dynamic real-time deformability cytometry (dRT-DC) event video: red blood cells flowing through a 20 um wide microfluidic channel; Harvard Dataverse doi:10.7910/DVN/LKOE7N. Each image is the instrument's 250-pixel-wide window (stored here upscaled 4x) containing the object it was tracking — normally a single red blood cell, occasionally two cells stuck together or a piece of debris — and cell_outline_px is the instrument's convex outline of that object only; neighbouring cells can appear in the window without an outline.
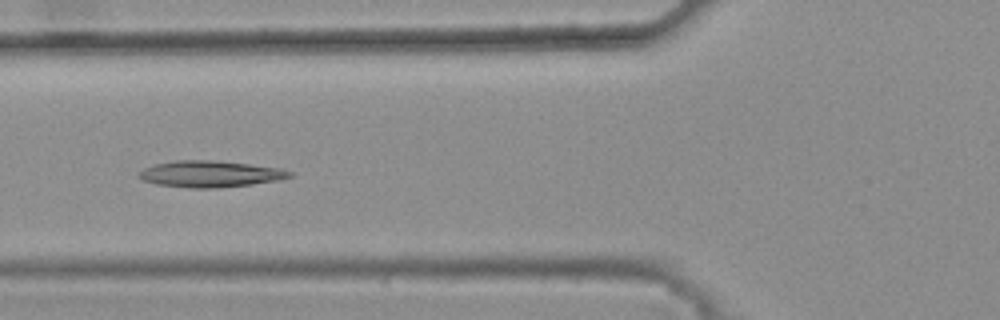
{"species": "common noctule bat (a hibernating species)", "species_latin": "Nyctalus noctula", "temperature_condition": "warm", "stored_images_in_passage": 7, "camera_frame_rate_fps": 3000, "um_per_image_px": 0.085, "animal": {"sex": "female", "body_mass_g": 25.1}, "frame": {"image": 1, "passage_image": 5, "time_ms": 1.333, "image_size_px": [1000, 320], "cell_outline_px": [[292, 176], [280, 180], [252, 184], [212, 188], [192, 188], [156, 184], [144, 180], [136, 176], [136, 172], [144, 168], [156, 164], [176, 160], [212, 160], [248, 164], [280, 168], [292, 172]], "centroid_in_image_um": [17.84, 14.78], "position_along_channel_um": 108.0, "area_um2": 23.12}}
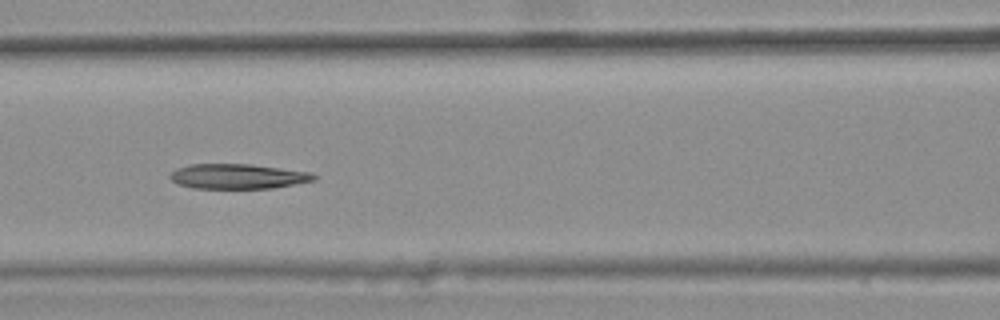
{"frame": {"image": 2, "passage_image": 6, "time_ms": 1.667, "image_size_px": [1000, 320], "cell_outline_px": [[316, 180], [272, 188], [192, 188], [176, 184], [168, 176], [176, 168], [192, 164], [248, 164], [308, 172], [316, 176]], "centroid_in_image_um": [20.15, 14.99], "position_along_channel_um": 146.5, "area_um2": 20.69}}
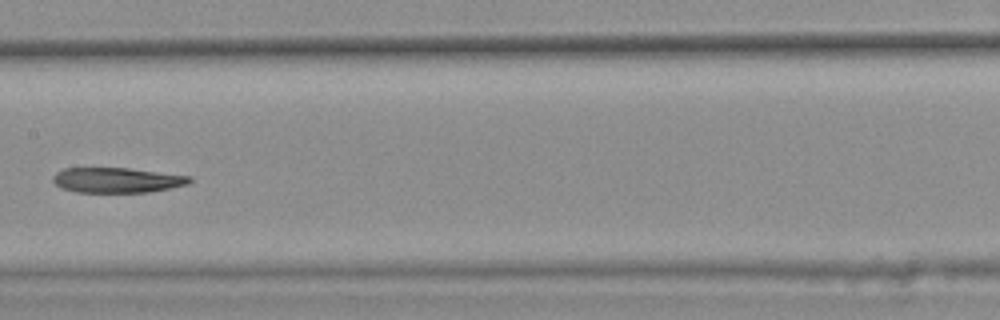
{"frame": {"image": 3, "passage_image": 7, "time_ms": 2.0, "image_size_px": [1000, 320], "cell_outline_px": [[192, 180], [188, 184], [172, 188], [148, 192], [76, 192], [60, 188], [52, 180], [52, 176], [56, 172], [64, 168], [128, 168], [192, 176]], "centroid_in_image_um": [9.94, 15.31], "position_along_channel_um": 197.5, "area_um2": 20.11}}